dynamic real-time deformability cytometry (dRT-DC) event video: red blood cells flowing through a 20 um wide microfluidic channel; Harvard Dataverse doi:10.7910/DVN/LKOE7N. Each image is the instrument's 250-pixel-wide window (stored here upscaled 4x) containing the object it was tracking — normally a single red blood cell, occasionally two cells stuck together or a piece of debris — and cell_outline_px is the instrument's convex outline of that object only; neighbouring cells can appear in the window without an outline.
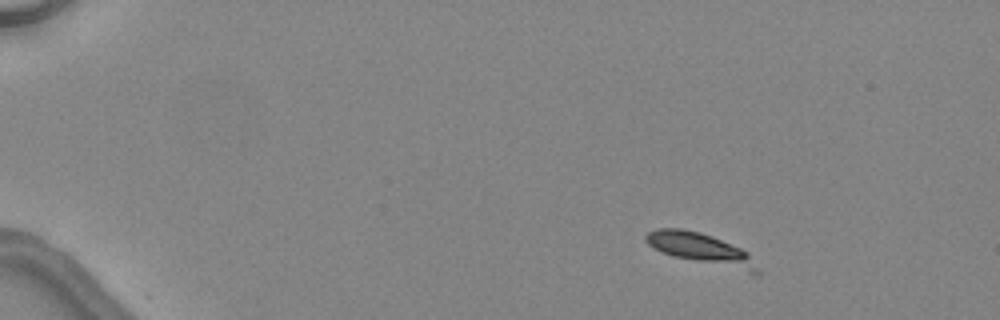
{"species": "common noctule bat (a hibernating species)", "species_latin": "Nyctalus noctula", "temperature_condition": "warm", "stored_images_in_passage": 4, "camera_frame_rate_fps": 3000, "um_per_image_px": 0.085, "animal": {"sex": "female", "body_mass_g": 24.6, "forearm_length_mm": 56.2}, "frame": {"image": 1, "passage_image": 1, "time_ms": 0.0, "image_size_px": [1000, 320], "cell_outline_px": [[760, 272], [748, 272], [672, 256], [652, 248], [644, 240], [644, 236], [648, 232], [656, 228], [680, 228], [700, 232], [712, 236], [740, 248], [748, 252]], "centroid_in_image_um": [59.5, 21.12], "position_along_channel_um": 25.5, "area_um2": 19.83}}